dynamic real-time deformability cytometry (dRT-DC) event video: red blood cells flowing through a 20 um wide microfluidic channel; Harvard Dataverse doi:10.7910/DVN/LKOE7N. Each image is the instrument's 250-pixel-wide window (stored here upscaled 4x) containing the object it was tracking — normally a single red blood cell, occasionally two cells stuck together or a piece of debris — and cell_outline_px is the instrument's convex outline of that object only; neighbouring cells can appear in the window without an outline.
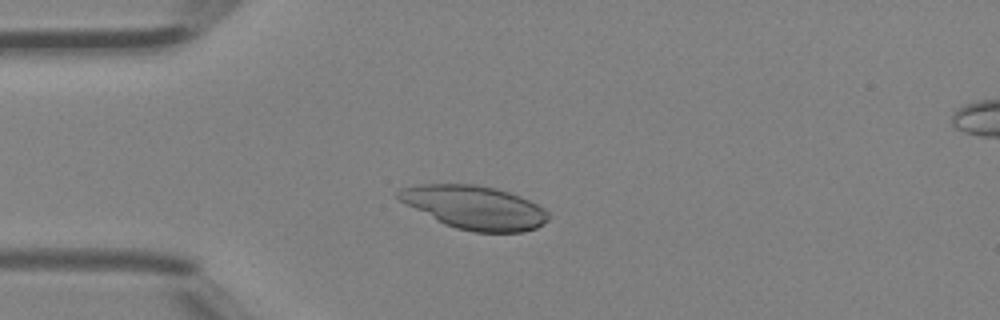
{"species": "Egyptian fruit bat (a non-hibernating species)", "species_latin": "Rousettus aegyptiacus", "temperature_condition": "room temperature", "stored_images_in_passage": 4, "camera_frame_rate_fps": 3000, "um_per_image_px": 0.085, "animal": {"sex": "female"}, "frame": {"image": 1, "passage_image": 3, "time_ms": 0.667, "image_size_px": [1000, 320], "cell_outline_px": [[552, 216], [548, 220], [536, 228], [524, 232], [472, 232], [456, 228], [444, 224], [400, 200], [396, 196], [396, 192], [400, 188], [420, 184], [476, 184], [496, 188], [520, 196], [544, 208]], "centroid_in_image_um": [40.37, 17.63], "position_along_channel_um": 44.6, "area_um2": 37.86}}